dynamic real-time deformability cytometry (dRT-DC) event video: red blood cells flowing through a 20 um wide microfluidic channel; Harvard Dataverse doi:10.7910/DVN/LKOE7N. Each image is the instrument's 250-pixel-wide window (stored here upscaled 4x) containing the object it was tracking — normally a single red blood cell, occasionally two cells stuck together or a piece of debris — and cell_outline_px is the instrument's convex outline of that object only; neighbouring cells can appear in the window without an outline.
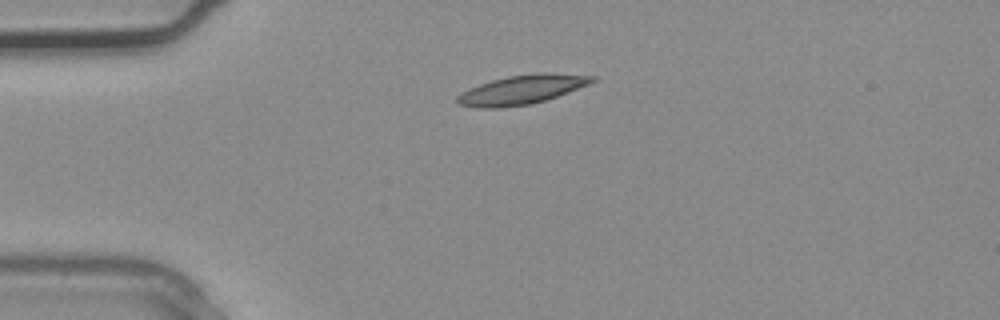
{"species": "common noctule bat (a hibernating species)", "species_latin": "Nyctalus noctula", "temperature_condition": "warm", "stored_images_in_passage": 2, "camera_frame_rate_fps": 3000, "um_per_image_px": 0.085, "animal": {"sex": "male", "body_mass_g": 20.4}, "frame": {"image": 1, "passage_image": 2, "time_ms": 0.333, "image_size_px": [1000, 320], "cell_outline_px": [[596, 80], [588, 84], [568, 92], [544, 100], [528, 104], [496, 108], [480, 108], [456, 104], [456, 96], [468, 88], [492, 80], [508, 76], [536, 72], [552, 72], [596, 76]], "centroid_in_image_um": [44.33, 7.6], "position_along_channel_um": 40.7, "area_um2": 22.89}}